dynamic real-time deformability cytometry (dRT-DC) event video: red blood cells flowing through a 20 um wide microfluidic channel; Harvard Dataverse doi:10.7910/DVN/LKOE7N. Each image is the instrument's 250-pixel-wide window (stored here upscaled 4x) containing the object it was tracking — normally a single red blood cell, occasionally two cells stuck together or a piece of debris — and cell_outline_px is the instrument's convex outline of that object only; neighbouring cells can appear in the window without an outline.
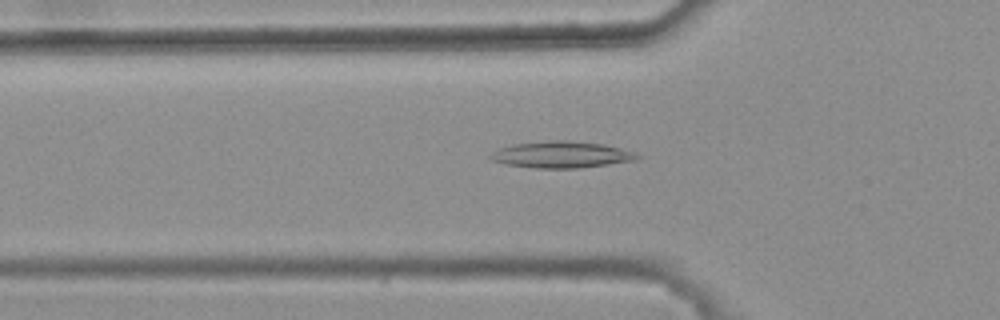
{"species": "common noctule bat (a hibernating species)", "species_latin": "Nyctalus noctula", "temperature_condition": "warm", "stored_images_in_passage": 34, "camera_frame_rate_fps": 3000, "um_per_image_px": 0.085, "animal": {"sex": "female", "body_mass_g": 25.1}, "frame": {"image": 1, "passage_image": 4, "time_ms": 1.0, "image_size_px": [1000, 320], "cell_outline_px": [[640, 156], [636, 160], [580, 168], [536, 168], [504, 164], [492, 160], [488, 156], [492, 152], [500, 148], [512, 144], [548, 140], [568, 140], [604, 144], [636, 152]], "centroid_in_image_um": [47.71, 13.14], "position_along_channel_um": 78.1, "area_um2": 22.77}}
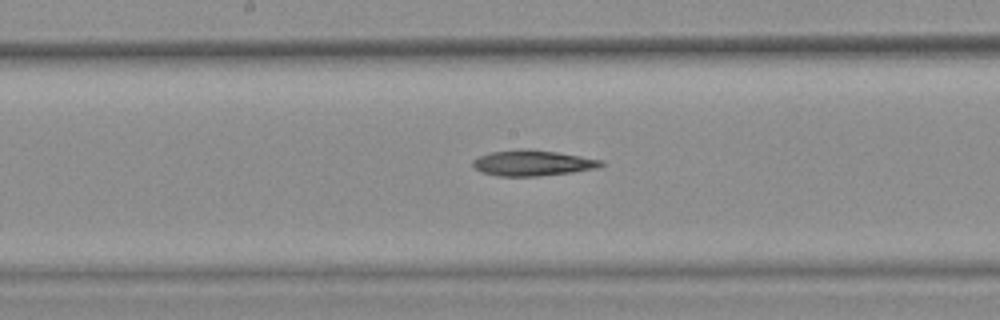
{"frame": {"image": 2, "passage_image": 14, "time_ms": 4.333, "image_size_px": [1000, 320], "cell_outline_px": [[604, 164], [600, 168], [572, 172], [536, 176], [496, 176], [484, 172], [476, 168], [472, 164], [472, 160], [480, 156], [492, 152], [520, 148], [528, 148], [556, 152], [604, 160]], "centroid_in_image_um": [45.31, 13.85], "position_along_channel_um": 202.9, "area_um2": 19.19}}
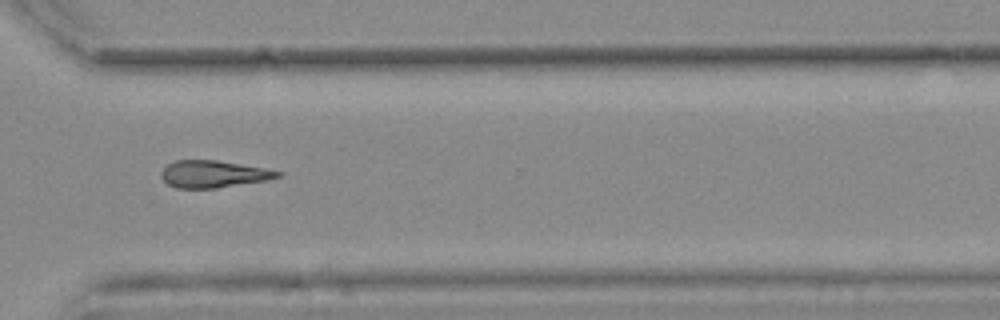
{"frame": {"image": 3, "passage_image": 26, "time_ms": 8.333, "image_size_px": [1000, 320], "cell_outline_px": [[284, 172], [280, 176], [264, 180], [216, 188], [176, 188], [168, 184], [160, 176], [160, 172], [168, 164], [176, 160], [216, 160], [264, 168]], "centroid_in_image_um": [18.1, 14.79], "position_along_channel_um": 352.5, "area_um2": 18.15}}